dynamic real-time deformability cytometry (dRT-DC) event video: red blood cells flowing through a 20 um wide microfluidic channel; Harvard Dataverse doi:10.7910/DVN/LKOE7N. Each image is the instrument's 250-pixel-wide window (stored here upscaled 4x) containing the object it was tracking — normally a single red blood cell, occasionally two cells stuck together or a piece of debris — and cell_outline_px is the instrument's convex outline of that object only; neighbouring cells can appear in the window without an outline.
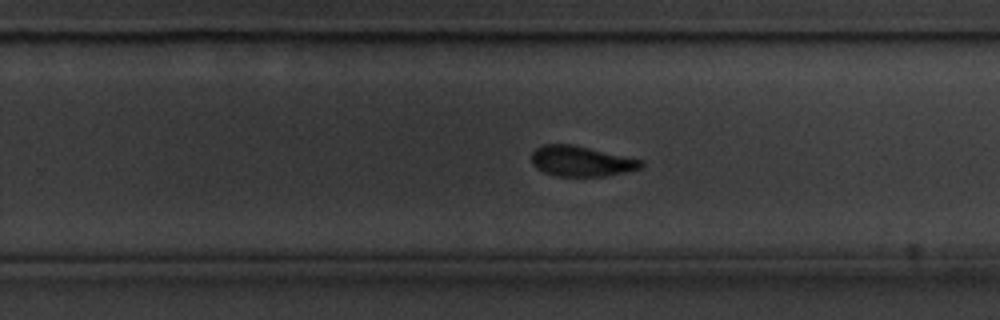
{"species": "common noctule bat (a hibernating species)", "species_latin": "Nyctalus noctula", "temperature_condition": "cold", "stored_images_in_passage": 45, "camera_frame_rate_fps": 3000, "um_per_image_px": 0.085, "animal": {"sex": "male", "body_mass_g": 20.1, "forearm_length_mm": 53.5}, "frame": {"image": 1, "passage_image": 23, "time_ms": 7.333, "image_size_px": [1000, 320], "cell_outline_px": [[644, 164], [640, 168], [624, 172], [604, 176], [556, 176], [544, 172], [536, 168], [532, 164], [532, 152], [536, 148], [544, 144], [572, 144], [644, 160]], "centroid_in_image_um": [49.39, 13.7], "position_along_channel_um": 280.4, "area_um2": 19.36}}
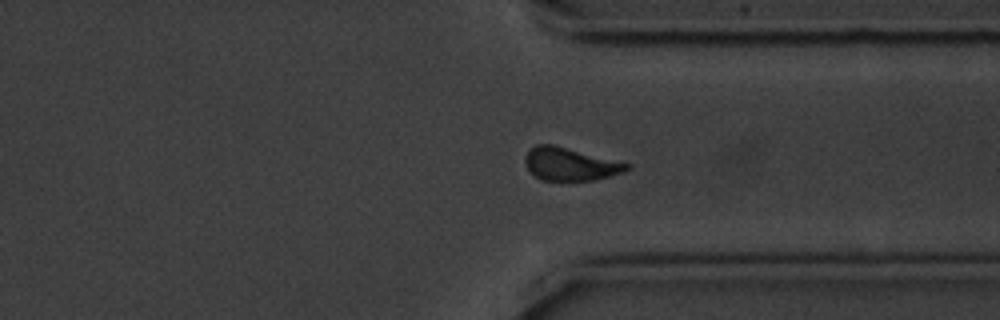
{"frame": {"image": 2, "passage_image": 30, "time_ms": 9.667, "image_size_px": [1000, 320], "cell_outline_px": [[632, 168], [624, 172], [596, 180], [540, 180], [528, 168], [524, 160], [524, 156], [528, 148], [536, 144], [552, 144], [632, 164]], "centroid_in_image_um": [48.47, 13.94], "position_along_channel_um": 362.9, "area_um2": 19.59}}
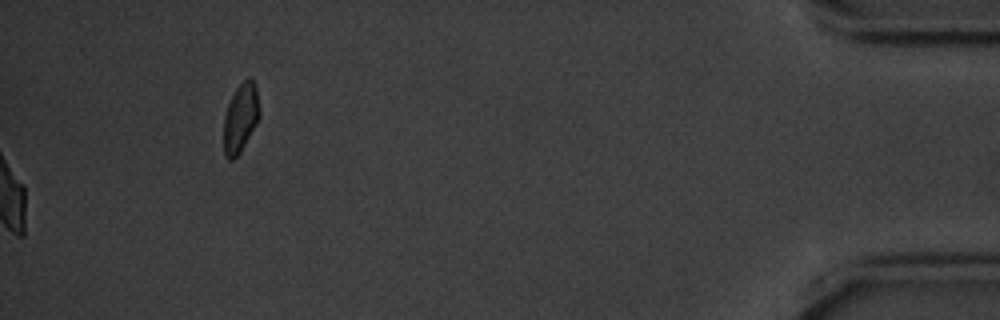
{"frame": {"image": 3, "passage_image": 45, "time_ms": 14.667, "image_size_px": [1000, 320], "cell_outline_px": [[260, 116], [256, 124], [240, 152], [232, 160], [228, 160], [224, 156], [224, 116], [228, 104], [236, 88], [248, 76], [252, 76], [256, 84], [260, 112]], "centroid_in_image_um": [20.46, 9.98], "position_along_channel_um": 414.7, "area_um2": 14.45}, "authors_computed_cell_mechanics": {"area_um2": 20.4034, "velocity_mm_per_s": 3.5385, "shape_relaxation_time_tau1_ms": 3.12, "shape_relaxation_time_tau2_ms": 5.1436, "deformation_change_tau1": 0.1067, "deformation_change_tau2": 0.0931}}